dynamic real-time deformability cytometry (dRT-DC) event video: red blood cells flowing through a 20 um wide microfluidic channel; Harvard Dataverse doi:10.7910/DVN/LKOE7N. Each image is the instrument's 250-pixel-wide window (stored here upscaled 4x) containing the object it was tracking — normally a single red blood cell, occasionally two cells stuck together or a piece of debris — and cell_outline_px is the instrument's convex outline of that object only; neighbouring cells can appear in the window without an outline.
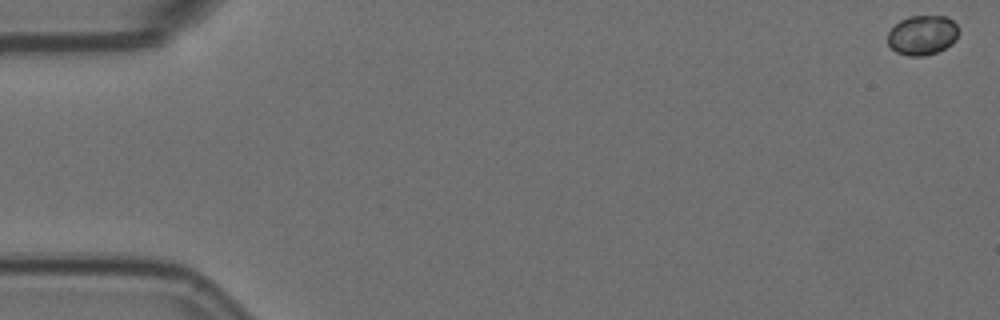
{"species": "Egyptian fruit bat (a non-hibernating species)", "species_latin": "Rousettus aegyptiacus", "temperature_condition": "room temperature", "stored_images_in_passage": 9, "camera_frame_rate_fps": 3000, "um_per_image_px": 0.085, "animal": {"sex": "female"}, "frame": {"image": 1, "passage_image": 1, "time_ms": 0.0, "image_size_px": [1000, 320], "cell_outline_px": [[956, 40], [952, 44], [936, 52], [924, 56], [908, 56], [896, 52], [888, 44], [888, 32], [900, 20], [908, 16], [948, 16], [956, 24]], "centroid_in_image_um": [78.38, 2.98], "position_along_channel_um": 6.6, "area_um2": 16.3}}